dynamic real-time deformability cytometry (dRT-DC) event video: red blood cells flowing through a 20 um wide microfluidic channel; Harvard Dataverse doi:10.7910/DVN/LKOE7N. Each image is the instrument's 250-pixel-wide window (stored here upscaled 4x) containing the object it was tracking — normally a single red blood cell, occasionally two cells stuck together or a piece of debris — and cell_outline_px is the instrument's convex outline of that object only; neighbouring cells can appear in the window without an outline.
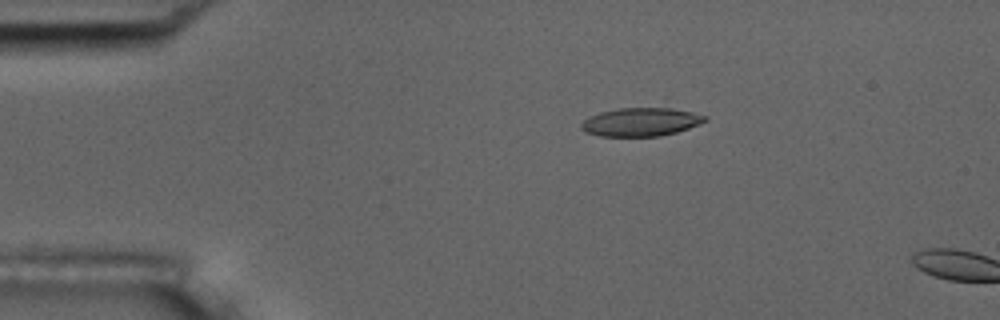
{"species": "common noctule bat (a hibernating species)", "species_latin": "Nyctalus noctula", "temperature_condition": "room temperature", "stored_images_in_passage": 5, "camera_frame_rate_fps": 3000, "um_per_image_px": 0.085, "animal": {"sex": "male", "body_mass_g": 17.5, "forearm_length_mm": 52.3}, "frame": {"image": 1, "passage_image": 4, "time_ms": 1.0, "image_size_px": [1000, 320], "cell_outline_px": [[708, 120], [700, 124], [676, 132], [660, 136], [600, 136], [584, 132], [580, 128], [580, 124], [588, 116], [600, 112], [620, 108], [672, 108], [692, 112], [708, 116]], "centroid_in_image_um": [54.46, 10.37], "position_along_channel_um": 30.5, "area_um2": 20.58}}